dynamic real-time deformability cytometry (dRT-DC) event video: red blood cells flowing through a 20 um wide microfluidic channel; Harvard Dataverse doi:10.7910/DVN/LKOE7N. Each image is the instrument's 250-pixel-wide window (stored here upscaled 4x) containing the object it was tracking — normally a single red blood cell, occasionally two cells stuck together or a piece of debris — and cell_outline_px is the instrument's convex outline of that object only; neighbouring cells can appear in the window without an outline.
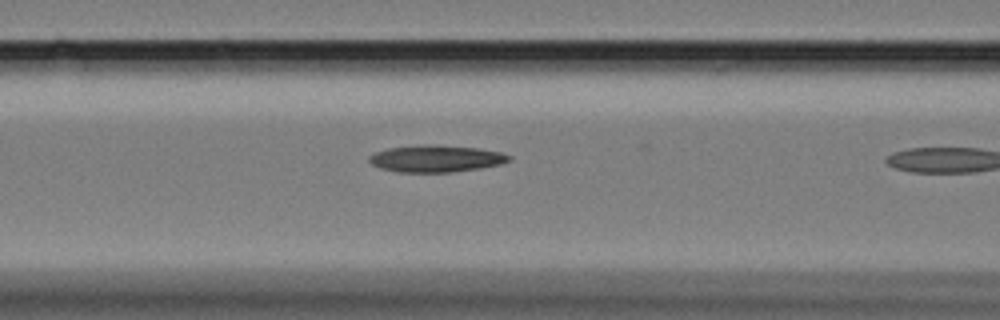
{"species": "Egyptian fruit bat (a non-hibernating species)", "species_latin": "Rousettus aegyptiacus", "temperature_condition": "cold", "stored_images_in_passage": 11, "camera_frame_rate_fps": 3000, "um_per_image_px": 0.085, "animal": {"sex": "female"}, "frame": {"image": 1, "passage_image": 10, "time_ms": 3.0, "image_size_px": [1000, 320], "cell_outline_px": [[512, 160], [500, 164], [480, 168], [452, 172], [396, 172], [380, 168], [372, 164], [368, 160], [368, 156], [376, 152], [388, 148], [424, 144], [480, 148], [500, 152], [512, 156]], "centroid_in_image_um": [37.06, 13.48], "position_along_channel_um": 129.5, "area_um2": 21.96}}